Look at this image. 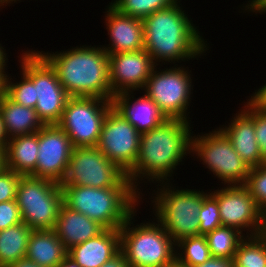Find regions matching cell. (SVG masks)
<instances>
[{"label": "cell", "mask_w": 266, "mask_h": 267, "mask_svg": "<svg viewBox=\"0 0 266 267\" xmlns=\"http://www.w3.org/2000/svg\"><path fill=\"white\" fill-rule=\"evenodd\" d=\"M190 126L189 121L166 119L159 126L141 134L137 160L126 173L139 193V178L141 181L147 178L152 182L156 179L154 183L170 181L167 177H171L176 166L191 153Z\"/></svg>", "instance_id": "cell-1"}, {"label": "cell", "mask_w": 266, "mask_h": 267, "mask_svg": "<svg viewBox=\"0 0 266 267\" xmlns=\"http://www.w3.org/2000/svg\"><path fill=\"white\" fill-rule=\"evenodd\" d=\"M178 2L142 20L144 49L156 65L161 61H188L207 50L203 37Z\"/></svg>", "instance_id": "cell-2"}, {"label": "cell", "mask_w": 266, "mask_h": 267, "mask_svg": "<svg viewBox=\"0 0 266 267\" xmlns=\"http://www.w3.org/2000/svg\"><path fill=\"white\" fill-rule=\"evenodd\" d=\"M54 68L70 97L112 100L109 57L102 47L80 46L53 54L38 51Z\"/></svg>", "instance_id": "cell-3"}, {"label": "cell", "mask_w": 266, "mask_h": 267, "mask_svg": "<svg viewBox=\"0 0 266 267\" xmlns=\"http://www.w3.org/2000/svg\"><path fill=\"white\" fill-rule=\"evenodd\" d=\"M63 203L96 221L105 229H120L136 210L141 197L133 186L93 188L61 187Z\"/></svg>", "instance_id": "cell-4"}, {"label": "cell", "mask_w": 266, "mask_h": 267, "mask_svg": "<svg viewBox=\"0 0 266 267\" xmlns=\"http://www.w3.org/2000/svg\"><path fill=\"white\" fill-rule=\"evenodd\" d=\"M134 215L119 229L120 249L129 267H167L176 258V243L159 222L131 227Z\"/></svg>", "instance_id": "cell-5"}, {"label": "cell", "mask_w": 266, "mask_h": 267, "mask_svg": "<svg viewBox=\"0 0 266 267\" xmlns=\"http://www.w3.org/2000/svg\"><path fill=\"white\" fill-rule=\"evenodd\" d=\"M163 184V186H162ZM165 184V185H164ZM153 196L157 222L177 243L179 240L199 235V210L203 204L204 191L172 189L169 181L160 184ZM170 187V188H169Z\"/></svg>", "instance_id": "cell-6"}, {"label": "cell", "mask_w": 266, "mask_h": 267, "mask_svg": "<svg viewBox=\"0 0 266 267\" xmlns=\"http://www.w3.org/2000/svg\"><path fill=\"white\" fill-rule=\"evenodd\" d=\"M22 222L32 230H53L63 203L61 185L32 176H21L16 193Z\"/></svg>", "instance_id": "cell-7"}, {"label": "cell", "mask_w": 266, "mask_h": 267, "mask_svg": "<svg viewBox=\"0 0 266 267\" xmlns=\"http://www.w3.org/2000/svg\"><path fill=\"white\" fill-rule=\"evenodd\" d=\"M24 52L20 57L21 73L34 83L38 117L45 125L57 124L70 96L59 82L54 68L38 51Z\"/></svg>", "instance_id": "cell-8"}, {"label": "cell", "mask_w": 266, "mask_h": 267, "mask_svg": "<svg viewBox=\"0 0 266 267\" xmlns=\"http://www.w3.org/2000/svg\"><path fill=\"white\" fill-rule=\"evenodd\" d=\"M60 185L108 188L132 186V183L126 172L95 146L72 149L66 174Z\"/></svg>", "instance_id": "cell-9"}, {"label": "cell", "mask_w": 266, "mask_h": 267, "mask_svg": "<svg viewBox=\"0 0 266 267\" xmlns=\"http://www.w3.org/2000/svg\"><path fill=\"white\" fill-rule=\"evenodd\" d=\"M111 100L97 97H69L57 125L70 138L73 148L95 147Z\"/></svg>", "instance_id": "cell-10"}, {"label": "cell", "mask_w": 266, "mask_h": 267, "mask_svg": "<svg viewBox=\"0 0 266 267\" xmlns=\"http://www.w3.org/2000/svg\"><path fill=\"white\" fill-rule=\"evenodd\" d=\"M205 135V136H204ZM192 134L191 152L202 159L203 164L224 185H244L250 172V167L239 156L228 138L216 129L207 134Z\"/></svg>", "instance_id": "cell-11"}, {"label": "cell", "mask_w": 266, "mask_h": 267, "mask_svg": "<svg viewBox=\"0 0 266 267\" xmlns=\"http://www.w3.org/2000/svg\"><path fill=\"white\" fill-rule=\"evenodd\" d=\"M175 66L161 72L154 68L143 90L167 119L189 121L187 110L193 89L191 74L184 66Z\"/></svg>", "instance_id": "cell-12"}, {"label": "cell", "mask_w": 266, "mask_h": 267, "mask_svg": "<svg viewBox=\"0 0 266 267\" xmlns=\"http://www.w3.org/2000/svg\"><path fill=\"white\" fill-rule=\"evenodd\" d=\"M211 194L217 199L222 226L240 233L246 229L250 236L265 232L266 215L244 185H227Z\"/></svg>", "instance_id": "cell-13"}, {"label": "cell", "mask_w": 266, "mask_h": 267, "mask_svg": "<svg viewBox=\"0 0 266 267\" xmlns=\"http://www.w3.org/2000/svg\"><path fill=\"white\" fill-rule=\"evenodd\" d=\"M140 136L141 133L111 107L104 120L97 147L127 173L137 160Z\"/></svg>", "instance_id": "cell-14"}, {"label": "cell", "mask_w": 266, "mask_h": 267, "mask_svg": "<svg viewBox=\"0 0 266 267\" xmlns=\"http://www.w3.org/2000/svg\"><path fill=\"white\" fill-rule=\"evenodd\" d=\"M39 150L35 171L30 175L61 184L73 149L70 138L57 125H44L38 131Z\"/></svg>", "instance_id": "cell-15"}, {"label": "cell", "mask_w": 266, "mask_h": 267, "mask_svg": "<svg viewBox=\"0 0 266 267\" xmlns=\"http://www.w3.org/2000/svg\"><path fill=\"white\" fill-rule=\"evenodd\" d=\"M109 83L113 96L123 92L142 90L157 66L145 50L108 54Z\"/></svg>", "instance_id": "cell-16"}, {"label": "cell", "mask_w": 266, "mask_h": 267, "mask_svg": "<svg viewBox=\"0 0 266 267\" xmlns=\"http://www.w3.org/2000/svg\"><path fill=\"white\" fill-rule=\"evenodd\" d=\"M241 112L236 113L228 126L219 130L228 138L239 156L252 167L265 164L255 136L254 104L248 99Z\"/></svg>", "instance_id": "cell-17"}, {"label": "cell", "mask_w": 266, "mask_h": 267, "mask_svg": "<svg viewBox=\"0 0 266 267\" xmlns=\"http://www.w3.org/2000/svg\"><path fill=\"white\" fill-rule=\"evenodd\" d=\"M106 28L110 35V47L102 48L108 53L135 52L144 49L143 21L123 15L111 5L108 6Z\"/></svg>", "instance_id": "cell-18"}, {"label": "cell", "mask_w": 266, "mask_h": 267, "mask_svg": "<svg viewBox=\"0 0 266 267\" xmlns=\"http://www.w3.org/2000/svg\"><path fill=\"white\" fill-rule=\"evenodd\" d=\"M130 93L114 95L112 107L141 134L154 129L167 119L157 104L145 94L132 102Z\"/></svg>", "instance_id": "cell-19"}, {"label": "cell", "mask_w": 266, "mask_h": 267, "mask_svg": "<svg viewBox=\"0 0 266 267\" xmlns=\"http://www.w3.org/2000/svg\"><path fill=\"white\" fill-rule=\"evenodd\" d=\"M119 229H104L99 235L68 250L79 267H101L120 251Z\"/></svg>", "instance_id": "cell-20"}, {"label": "cell", "mask_w": 266, "mask_h": 267, "mask_svg": "<svg viewBox=\"0 0 266 267\" xmlns=\"http://www.w3.org/2000/svg\"><path fill=\"white\" fill-rule=\"evenodd\" d=\"M104 229L96 221L62 203L53 230L68 251L75 245L99 235Z\"/></svg>", "instance_id": "cell-21"}, {"label": "cell", "mask_w": 266, "mask_h": 267, "mask_svg": "<svg viewBox=\"0 0 266 267\" xmlns=\"http://www.w3.org/2000/svg\"><path fill=\"white\" fill-rule=\"evenodd\" d=\"M68 255L54 230H33L25 258L44 267H56Z\"/></svg>", "instance_id": "cell-22"}, {"label": "cell", "mask_w": 266, "mask_h": 267, "mask_svg": "<svg viewBox=\"0 0 266 267\" xmlns=\"http://www.w3.org/2000/svg\"><path fill=\"white\" fill-rule=\"evenodd\" d=\"M38 148V131L10 138L5 150V168L22 176L31 175L36 168Z\"/></svg>", "instance_id": "cell-23"}, {"label": "cell", "mask_w": 266, "mask_h": 267, "mask_svg": "<svg viewBox=\"0 0 266 267\" xmlns=\"http://www.w3.org/2000/svg\"><path fill=\"white\" fill-rule=\"evenodd\" d=\"M0 112L9 139L35 133L45 125L34 108L19 105L6 95L0 99Z\"/></svg>", "instance_id": "cell-24"}, {"label": "cell", "mask_w": 266, "mask_h": 267, "mask_svg": "<svg viewBox=\"0 0 266 267\" xmlns=\"http://www.w3.org/2000/svg\"><path fill=\"white\" fill-rule=\"evenodd\" d=\"M32 231L23 222L0 231V267L25 258Z\"/></svg>", "instance_id": "cell-25"}, {"label": "cell", "mask_w": 266, "mask_h": 267, "mask_svg": "<svg viewBox=\"0 0 266 267\" xmlns=\"http://www.w3.org/2000/svg\"><path fill=\"white\" fill-rule=\"evenodd\" d=\"M234 267H266V234L244 236L233 257Z\"/></svg>", "instance_id": "cell-26"}, {"label": "cell", "mask_w": 266, "mask_h": 267, "mask_svg": "<svg viewBox=\"0 0 266 267\" xmlns=\"http://www.w3.org/2000/svg\"><path fill=\"white\" fill-rule=\"evenodd\" d=\"M244 235L231 227L221 226L205 235L212 257L233 259Z\"/></svg>", "instance_id": "cell-27"}, {"label": "cell", "mask_w": 266, "mask_h": 267, "mask_svg": "<svg viewBox=\"0 0 266 267\" xmlns=\"http://www.w3.org/2000/svg\"><path fill=\"white\" fill-rule=\"evenodd\" d=\"M176 246V259L189 267L203 264L212 257L205 235L183 238Z\"/></svg>", "instance_id": "cell-28"}, {"label": "cell", "mask_w": 266, "mask_h": 267, "mask_svg": "<svg viewBox=\"0 0 266 267\" xmlns=\"http://www.w3.org/2000/svg\"><path fill=\"white\" fill-rule=\"evenodd\" d=\"M178 0H114L110 5L123 15L144 19L155 11L175 4Z\"/></svg>", "instance_id": "cell-29"}, {"label": "cell", "mask_w": 266, "mask_h": 267, "mask_svg": "<svg viewBox=\"0 0 266 267\" xmlns=\"http://www.w3.org/2000/svg\"><path fill=\"white\" fill-rule=\"evenodd\" d=\"M22 75V79L18 83L12 82L6 75L5 95L19 105L35 109L37 96L34 83L24 73Z\"/></svg>", "instance_id": "cell-30"}, {"label": "cell", "mask_w": 266, "mask_h": 267, "mask_svg": "<svg viewBox=\"0 0 266 267\" xmlns=\"http://www.w3.org/2000/svg\"><path fill=\"white\" fill-rule=\"evenodd\" d=\"M199 235H206L222 226L217 199L206 192L203 196V204L199 210Z\"/></svg>", "instance_id": "cell-31"}, {"label": "cell", "mask_w": 266, "mask_h": 267, "mask_svg": "<svg viewBox=\"0 0 266 267\" xmlns=\"http://www.w3.org/2000/svg\"><path fill=\"white\" fill-rule=\"evenodd\" d=\"M244 186L249 190L250 196L257 206L266 215V163L250 168Z\"/></svg>", "instance_id": "cell-32"}, {"label": "cell", "mask_w": 266, "mask_h": 267, "mask_svg": "<svg viewBox=\"0 0 266 267\" xmlns=\"http://www.w3.org/2000/svg\"><path fill=\"white\" fill-rule=\"evenodd\" d=\"M21 176L7 168L0 172V203L15 200Z\"/></svg>", "instance_id": "cell-33"}, {"label": "cell", "mask_w": 266, "mask_h": 267, "mask_svg": "<svg viewBox=\"0 0 266 267\" xmlns=\"http://www.w3.org/2000/svg\"><path fill=\"white\" fill-rule=\"evenodd\" d=\"M22 222L16 200L0 203V231Z\"/></svg>", "instance_id": "cell-34"}, {"label": "cell", "mask_w": 266, "mask_h": 267, "mask_svg": "<svg viewBox=\"0 0 266 267\" xmlns=\"http://www.w3.org/2000/svg\"><path fill=\"white\" fill-rule=\"evenodd\" d=\"M254 126L256 141L262 155V160L266 163V114L254 104Z\"/></svg>", "instance_id": "cell-35"}, {"label": "cell", "mask_w": 266, "mask_h": 267, "mask_svg": "<svg viewBox=\"0 0 266 267\" xmlns=\"http://www.w3.org/2000/svg\"><path fill=\"white\" fill-rule=\"evenodd\" d=\"M194 267H234L233 259L211 257L203 264L196 265Z\"/></svg>", "instance_id": "cell-36"}, {"label": "cell", "mask_w": 266, "mask_h": 267, "mask_svg": "<svg viewBox=\"0 0 266 267\" xmlns=\"http://www.w3.org/2000/svg\"><path fill=\"white\" fill-rule=\"evenodd\" d=\"M101 267H129L123 252L120 250L114 257L105 262Z\"/></svg>", "instance_id": "cell-37"}, {"label": "cell", "mask_w": 266, "mask_h": 267, "mask_svg": "<svg viewBox=\"0 0 266 267\" xmlns=\"http://www.w3.org/2000/svg\"><path fill=\"white\" fill-rule=\"evenodd\" d=\"M248 2L250 3L244 6L245 10L249 9L248 11L259 12L260 14L266 12V0H251Z\"/></svg>", "instance_id": "cell-38"}, {"label": "cell", "mask_w": 266, "mask_h": 267, "mask_svg": "<svg viewBox=\"0 0 266 267\" xmlns=\"http://www.w3.org/2000/svg\"><path fill=\"white\" fill-rule=\"evenodd\" d=\"M8 141H9V136L6 132L2 114L0 112V149L1 150H6Z\"/></svg>", "instance_id": "cell-39"}, {"label": "cell", "mask_w": 266, "mask_h": 267, "mask_svg": "<svg viewBox=\"0 0 266 267\" xmlns=\"http://www.w3.org/2000/svg\"><path fill=\"white\" fill-rule=\"evenodd\" d=\"M8 267H44V266H40L35 262L28 260L27 258H24L11 263Z\"/></svg>", "instance_id": "cell-40"}, {"label": "cell", "mask_w": 266, "mask_h": 267, "mask_svg": "<svg viewBox=\"0 0 266 267\" xmlns=\"http://www.w3.org/2000/svg\"><path fill=\"white\" fill-rule=\"evenodd\" d=\"M250 101H266V84L252 94Z\"/></svg>", "instance_id": "cell-41"}, {"label": "cell", "mask_w": 266, "mask_h": 267, "mask_svg": "<svg viewBox=\"0 0 266 267\" xmlns=\"http://www.w3.org/2000/svg\"><path fill=\"white\" fill-rule=\"evenodd\" d=\"M56 267H79L77 263L72 260L68 255L64 258V260L57 265Z\"/></svg>", "instance_id": "cell-42"}, {"label": "cell", "mask_w": 266, "mask_h": 267, "mask_svg": "<svg viewBox=\"0 0 266 267\" xmlns=\"http://www.w3.org/2000/svg\"><path fill=\"white\" fill-rule=\"evenodd\" d=\"M6 72L0 71V99L5 95Z\"/></svg>", "instance_id": "cell-43"}, {"label": "cell", "mask_w": 266, "mask_h": 267, "mask_svg": "<svg viewBox=\"0 0 266 267\" xmlns=\"http://www.w3.org/2000/svg\"><path fill=\"white\" fill-rule=\"evenodd\" d=\"M3 50L4 48L0 44V71H5V66H7L5 61L8 60L6 58L5 50Z\"/></svg>", "instance_id": "cell-44"}, {"label": "cell", "mask_w": 266, "mask_h": 267, "mask_svg": "<svg viewBox=\"0 0 266 267\" xmlns=\"http://www.w3.org/2000/svg\"><path fill=\"white\" fill-rule=\"evenodd\" d=\"M251 102L266 114V101H251Z\"/></svg>", "instance_id": "cell-45"}, {"label": "cell", "mask_w": 266, "mask_h": 267, "mask_svg": "<svg viewBox=\"0 0 266 267\" xmlns=\"http://www.w3.org/2000/svg\"><path fill=\"white\" fill-rule=\"evenodd\" d=\"M5 168V150L0 149V172Z\"/></svg>", "instance_id": "cell-46"}, {"label": "cell", "mask_w": 266, "mask_h": 267, "mask_svg": "<svg viewBox=\"0 0 266 267\" xmlns=\"http://www.w3.org/2000/svg\"><path fill=\"white\" fill-rule=\"evenodd\" d=\"M167 267H189L180 261H178L176 258L167 266Z\"/></svg>", "instance_id": "cell-47"}, {"label": "cell", "mask_w": 266, "mask_h": 267, "mask_svg": "<svg viewBox=\"0 0 266 267\" xmlns=\"http://www.w3.org/2000/svg\"><path fill=\"white\" fill-rule=\"evenodd\" d=\"M13 1L15 3L16 1H19V0H2V6H4V4H9V3L13 2Z\"/></svg>", "instance_id": "cell-48"}]
</instances>
